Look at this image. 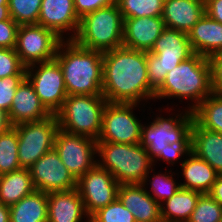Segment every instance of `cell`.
<instances>
[{
	"label": "cell",
	"mask_w": 222,
	"mask_h": 222,
	"mask_svg": "<svg viewBox=\"0 0 222 222\" xmlns=\"http://www.w3.org/2000/svg\"><path fill=\"white\" fill-rule=\"evenodd\" d=\"M211 57H222V48L219 50V52Z\"/></svg>",
	"instance_id": "obj_46"
},
{
	"label": "cell",
	"mask_w": 222,
	"mask_h": 222,
	"mask_svg": "<svg viewBox=\"0 0 222 222\" xmlns=\"http://www.w3.org/2000/svg\"><path fill=\"white\" fill-rule=\"evenodd\" d=\"M26 78L45 108L56 114L68 96L59 63L54 59L29 65L26 67Z\"/></svg>",
	"instance_id": "obj_11"
},
{
	"label": "cell",
	"mask_w": 222,
	"mask_h": 222,
	"mask_svg": "<svg viewBox=\"0 0 222 222\" xmlns=\"http://www.w3.org/2000/svg\"><path fill=\"white\" fill-rule=\"evenodd\" d=\"M192 112L202 128L222 134V95L212 93Z\"/></svg>",
	"instance_id": "obj_29"
},
{
	"label": "cell",
	"mask_w": 222,
	"mask_h": 222,
	"mask_svg": "<svg viewBox=\"0 0 222 222\" xmlns=\"http://www.w3.org/2000/svg\"><path fill=\"white\" fill-rule=\"evenodd\" d=\"M9 209L10 222H48V193L35 190Z\"/></svg>",
	"instance_id": "obj_25"
},
{
	"label": "cell",
	"mask_w": 222,
	"mask_h": 222,
	"mask_svg": "<svg viewBox=\"0 0 222 222\" xmlns=\"http://www.w3.org/2000/svg\"><path fill=\"white\" fill-rule=\"evenodd\" d=\"M191 152L192 141H178L168 144V148L166 149V163H168V166L166 168L170 167V169H173L172 167L180 166L185 157Z\"/></svg>",
	"instance_id": "obj_37"
},
{
	"label": "cell",
	"mask_w": 222,
	"mask_h": 222,
	"mask_svg": "<svg viewBox=\"0 0 222 222\" xmlns=\"http://www.w3.org/2000/svg\"><path fill=\"white\" fill-rule=\"evenodd\" d=\"M145 107L137 103L107 102L103 110L102 129L97 141L124 144L140 143L141 127L144 123L142 122L143 113L149 106ZM136 110L139 111V114L142 111V116H138Z\"/></svg>",
	"instance_id": "obj_9"
},
{
	"label": "cell",
	"mask_w": 222,
	"mask_h": 222,
	"mask_svg": "<svg viewBox=\"0 0 222 222\" xmlns=\"http://www.w3.org/2000/svg\"><path fill=\"white\" fill-rule=\"evenodd\" d=\"M0 222H10V209L9 206L0 202Z\"/></svg>",
	"instance_id": "obj_44"
},
{
	"label": "cell",
	"mask_w": 222,
	"mask_h": 222,
	"mask_svg": "<svg viewBox=\"0 0 222 222\" xmlns=\"http://www.w3.org/2000/svg\"><path fill=\"white\" fill-rule=\"evenodd\" d=\"M48 222H89L78 190L48 193Z\"/></svg>",
	"instance_id": "obj_20"
},
{
	"label": "cell",
	"mask_w": 222,
	"mask_h": 222,
	"mask_svg": "<svg viewBox=\"0 0 222 222\" xmlns=\"http://www.w3.org/2000/svg\"><path fill=\"white\" fill-rule=\"evenodd\" d=\"M18 136V159L21 168H30L39 158L54 148L59 129L55 114L34 122L14 126Z\"/></svg>",
	"instance_id": "obj_10"
},
{
	"label": "cell",
	"mask_w": 222,
	"mask_h": 222,
	"mask_svg": "<svg viewBox=\"0 0 222 222\" xmlns=\"http://www.w3.org/2000/svg\"><path fill=\"white\" fill-rule=\"evenodd\" d=\"M119 183L97 163L77 179L76 189L81 196L86 214L90 217L100 208L118 198Z\"/></svg>",
	"instance_id": "obj_14"
},
{
	"label": "cell",
	"mask_w": 222,
	"mask_h": 222,
	"mask_svg": "<svg viewBox=\"0 0 222 222\" xmlns=\"http://www.w3.org/2000/svg\"><path fill=\"white\" fill-rule=\"evenodd\" d=\"M18 28L12 18L0 21V48H15Z\"/></svg>",
	"instance_id": "obj_38"
},
{
	"label": "cell",
	"mask_w": 222,
	"mask_h": 222,
	"mask_svg": "<svg viewBox=\"0 0 222 222\" xmlns=\"http://www.w3.org/2000/svg\"><path fill=\"white\" fill-rule=\"evenodd\" d=\"M194 54L187 33L166 28L147 52L148 85L156 92L167 73Z\"/></svg>",
	"instance_id": "obj_8"
},
{
	"label": "cell",
	"mask_w": 222,
	"mask_h": 222,
	"mask_svg": "<svg viewBox=\"0 0 222 222\" xmlns=\"http://www.w3.org/2000/svg\"><path fill=\"white\" fill-rule=\"evenodd\" d=\"M21 169L18 159V136L14 126L0 134V175Z\"/></svg>",
	"instance_id": "obj_30"
},
{
	"label": "cell",
	"mask_w": 222,
	"mask_h": 222,
	"mask_svg": "<svg viewBox=\"0 0 222 222\" xmlns=\"http://www.w3.org/2000/svg\"><path fill=\"white\" fill-rule=\"evenodd\" d=\"M118 199L131 211L135 222H162L160 204L142 184L119 185Z\"/></svg>",
	"instance_id": "obj_19"
},
{
	"label": "cell",
	"mask_w": 222,
	"mask_h": 222,
	"mask_svg": "<svg viewBox=\"0 0 222 222\" xmlns=\"http://www.w3.org/2000/svg\"><path fill=\"white\" fill-rule=\"evenodd\" d=\"M212 93L210 60L195 53L167 73L164 82L155 92L154 103L156 101L159 103L163 99V102H167V105H165L167 108L171 104L170 108L175 106V108H185L192 112ZM177 99L178 103H185V105L178 106ZM168 100H172L171 103ZM173 100H176V102Z\"/></svg>",
	"instance_id": "obj_2"
},
{
	"label": "cell",
	"mask_w": 222,
	"mask_h": 222,
	"mask_svg": "<svg viewBox=\"0 0 222 222\" xmlns=\"http://www.w3.org/2000/svg\"><path fill=\"white\" fill-rule=\"evenodd\" d=\"M54 148L71 174L78 179L97 163V140L57 130Z\"/></svg>",
	"instance_id": "obj_13"
},
{
	"label": "cell",
	"mask_w": 222,
	"mask_h": 222,
	"mask_svg": "<svg viewBox=\"0 0 222 222\" xmlns=\"http://www.w3.org/2000/svg\"><path fill=\"white\" fill-rule=\"evenodd\" d=\"M97 164L122 184H141L154 167L146 148L138 144L97 141Z\"/></svg>",
	"instance_id": "obj_5"
},
{
	"label": "cell",
	"mask_w": 222,
	"mask_h": 222,
	"mask_svg": "<svg viewBox=\"0 0 222 222\" xmlns=\"http://www.w3.org/2000/svg\"><path fill=\"white\" fill-rule=\"evenodd\" d=\"M89 222H135L133 214L117 198L89 217Z\"/></svg>",
	"instance_id": "obj_34"
},
{
	"label": "cell",
	"mask_w": 222,
	"mask_h": 222,
	"mask_svg": "<svg viewBox=\"0 0 222 222\" xmlns=\"http://www.w3.org/2000/svg\"><path fill=\"white\" fill-rule=\"evenodd\" d=\"M187 222H222V206L209 194H201Z\"/></svg>",
	"instance_id": "obj_33"
},
{
	"label": "cell",
	"mask_w": 222,
	"mask_h": 222,
	"mask_svg": "<svg viewBox=\"0 0 222 222\" xmlns=\"http://www.w3.org/2000/svg\"><path fill=\"white\" fill-rule=\"evenodd\" d=\"M123 26L124 19L114 3L84 15L73 41L83 48L105 53L122 47Z\"/></svg>",
	"instance_id": "obj_6"
},
{
	"label": "cell",
	"mask_w": 222,
	"mask_h": 222,
	"mask_svg": "<svg viewBox=\"0 0 222 222\" xmlns=\"http://www.w3.org/2000/svg\"><path fill=\"white\" fill-rule=\"evenodd\" d=\"M147 75V52L123 46L105 52L102 95L110 103L149 106L155 91L148 85Z\"/></svg>",
	"instance_id": "obj_1"
},
{
	"label": "cell",
	"mask_w": 222,
	"mask_h": 222,
	"mask_svg": "<svg viewBox=\"0 0 222 222\" xmlns=\"http://www.w3.org/2000/svg\"><path fill=\"white\" fill-rule=\"evenodd\" d=\"M63 40L39 24L19 25L15 51L21 62L29 65L54 60Z\"/></svg>",
	"instance_id": "obj_12"
},
{
	"label": "cell",
	"mask_w": 222,
	"mask_h": 222,
	"mask_svg": "<svg viewBox=\"0 0 222 222\" xmlns=\"http://www.w3.org/2000/svg\"><path fill=\"white\" fill-rule=\"evenodd\" d=\"M12 127L8 112L0 108V134L6 132Z\"/></svg>",
	"instance_id": "obj_43"
},
{
	"label": "cell",
	"mask_w": 222,
	"mask_h": 222,
	"mask_svg": "<svg viewBox=\"0 0 222 222\" xmlns=\"http://www.w3.org/2000/svg\"><path fill=\"white\" fill-rule=\"evenodd\" d=\"M34 191L28 168L0 175V202L4 205L11 206Z\"/></svg>",
	"instance_id": "obj_26"
},
{
	"label": "cell",
	"mask_w": 222,
	"mask_h": 222,
	"mask_svg": "<svg viewBox=\"0 0 222 222\" xmlns=\"http://www.w3.org/2000/svg\"><path fill=\"white\" fill-rule=\"evenodd\" d=\"M162 167L165 168L164 171H162L163 168L156 171L157 167L154 166L141 183L159 204L171 198L180 189L179 176L177 171H174L175 168L170 169L163 165Z\"/></svg>",
	"instance_id": "obj_27"
},
{
	"label": "cell",
	"mask_w": 222,
	"mask_h": 222,
	"mask_svg": "<svg viewBox=\"0 0 222 222\" xmlns=\"http://www.w3.org/2000/svg\"><path fill=\"white\" fill-rule=\"evenodd\" d=\"M179 167L181 168H178L180 171L177 168L176 171L181 179L179 180L180 187L197 191L201 194L210 192L218 176L215 169L194 152L186 156Z\"/></svg>",
	"instance_id": "obj_21"
},
{
	"label": "cell",
	"mask_w": 222,
	"mask_h": 222,
	"mask_svg": "<svg viewBox=\"0 0 222 222\" xmlns=\"http://www.w3.org/2000/svg\"><path fill=\"white\" fill-rule=\"evenodd\" d=\"M0 3H8V0H0Z\"/></svg>",
	"instance_id": "obj_48"
},
{
	"label": "cell",
	"mask_w": 222,
	"mask_h": 222,
	"mask_svg": "<svg viewBox=\"0 0 222 222\" xmlns=\"http://www.w3.org/2000/svg\"><path fill=\"white\" fill-rule=\"evenodd\" d=\"M151 109L150 106L147 109V113L150 112L148 115L152 113L151 117L147 116L148 120L144 121L141 127L140 144L146 148L154 166L157 164L161 166L163 163L167 165L166 149L168 144L178 141H192L193 112L184 108L177 110L175 107H163V104L156 108L157 112ZM158 161L163 163L160 164Z\"/></svg>",
	"instance_id": "obj_3"
},
{
	"label": "cell",
	"mask_w": 222,
	"mask_h": 222,
	"mask_svg": "<svg viewBox=\"0 0 222 222\" xmlns=\"http://www.w3.org/2000/svg\"><path fill=\"white\" fill-rule=\"evenodd\" d=\"M60 65L68 95H102L103 53L62 41L54 58Z\"/></svg>",
	"instance_id": "obj_4"
},
{
	"label": "cell",
	"mask_w": 222,
	"mask_h": 222,
	"mask_svg": "<svg viewBox=\"0 0 222 222\" xmlns=\"http://www.w3.org/2000/svg\"><path fill=\"white\" fill-rule=\"evenodd\" d=\"M199 2H202L204 5L207 4L210 0H197Z\"/></svg>",
	"instance_id": "obj_47"
},
{
	"label": "cell",
	"mask_w": 222,
	"mask_h": 222,
	"mask_svg": "<svg viewBox=\"0 0 222 222\" xmlns=\"http://www.w3.org/2000/svg\"><path fill=\"white\" fill-rule=\"evenodd\" d=\"M205 13V5L197 0H164L163 19L166 28L187 33Z\"/></svg>",
	"instance_id": "obj_22"
},
{
	"label": "cell",
	"mask_w": 222,
	"mask_h": 222,
	"mask_svg": "<svg viewBox=\"0 0 222 222\" xmlns=\"http://www.w3.org/2000/svg\"><path fill=\"white\" fill-rule=\"evenodd\" d=\"M191 134L192 152L222 175V134L202 128L195 120Z\"/></svg>",
	"instance_id": "obj_24"
},
{
	"label": "cell",
	"mask_w": 222,
	"mask_h": 222,
	"mask_svg": "<svg viewBox=\"0 0 222 222\" xmlns=\"http://www.w3.org/2000/svg\"><path fill=\"white\" fill-rule=\"evenodd\" d=\"M42 0H8L9 14L18 25L38 24Z\"/></svg>",
	"instance_id": "obj_32"
},
{
	"label": "cell",
	"mask_w": 222,
	"mask_h": 222,
	"mask_svg": "<svg viewBox=\"0 0 222 222\" xmlns=\"http://www.w3.org/2000/svg\"><path fill=\"white\" fill-rule=\"evenodd\" d=\"M187 36L194 53L210 58L222 48V23L204 13Z\"/></svg>",
	"instance_id": "obj_23"
},
{
	"label": "cell",
	"mask_w": 222,
	"mask_h": 222,
	"mask_svg": "<svg viewBox=\"0 0 222 222\" xmlns=\"http://www.w3.org/2000/svg\"><path fill=\"white\" fill-rule=\"evenodd\" d=\"M123 19L161 17L164 0H116Z\"/></svg>",
	"instance_id": "obj_31"
},
{
	"label": "cell",
	"mask_w": 222,
	"mask_h": 222,
	"mask_svg": "<svg viewBox=\"0 0 222 222\" xmlns=\"http://www.w3.org/2000/svg\"><path fill=\"white\" fill-rule=\"evenodd\" d=\"M52 114L37 96L33 85L25 78L17 87L8 116L12 126L21 123L40 121Z\"/></svg>",
	"instance_id": "obj_18"
},
{
	"label": "cell",
	"mask_w": 222,
	"mask_h": 222,
	"mask_svg": "<svg viewBox=\"0 0 222 222\" xmlns=\"http://www.w3.org/2000/svg\"><path fill=\"white\" fill-rule=\"evenodd\" d=\"M28 169L37 191L50 193L76 188L77 179L63 164L55 148L44 154Z\"/></svg>",
	"instance_id": "obj_15"
},
{
	"label": "cell",
	"mask_w": 222,
	"mask_h": 222,
	"mask_svg": "<svg viewBox=\"0 0 222 222\" xmlns=\"http://www.w3.org/2000/svg\"><path fill=\"white\" fill-rule=\"evenodd\" d=\"M201 193L181 188L160 204L162 222H187Z\"/></svg>",
	"instance_id": "obj_28"
},
{
	"label": "cell",
	"mask_w": 222,
	"mask_h": 222,
	"mask_svg": "<svg viewBox=\"0 0 222 222\" xmlns=\"http://www.w3.org/2000/svg\"><path fill=\"white\" fill-rule=\"evenodd\" d=\"M114 3H116V0H74V8L77 16L81 19L88 13L110 6Z\"/></svg>",
	"instance_id": "obj_39"
},
{
	"label": "cell",
	"mask_w": 222,
	"mask_h": 222,
	"mask_svg": "<svg viewBox=\"0 0 222 222\" xmlns=\"http://www.w3.org/2000/svg\"><path fill=\"white\" fill-rule=\"evenodd\" d=\"M213 93L222 95V57H210Z\"/></svg>",
	"instance_id": "obj_40"
},
{
	"label": "cell",
	"mask_w": 222,
	"mask_h": 222,
	"mask_svg": "<svg viewBox=\"0 0 222 222\" xmlns=\"http://www.w3.org/2000/svg\"><path fill=\"white\" fill-rule=\"evenodd\" d=\"M205 13L210 18L222 23V0H210L205 4Z\"/></svg>",
	"instance_id": "obj_41"
},
{
	"label": "cell",
	"mask_w": 222,
	"mask_h": 222,
	"mask_svg": "<svg viewBox=\"0 0 222 222\" xmlns=\"http://www.w3.org/2000/svg\"><path fill=\"white\" fill-rule=\"evenodd\" d=\"M103 95H68L55 114L61 130L97 140L102 129V114L107 104Z\"/></svg>",
	"instance_id": "obj_7"
},
{
	"label": "cell",
	"mask_w": 222,
	"mask_h": 222,
	"mask_svg": "<svg viewBox=\"0 0 222 222\" xmlns=\"http://www.w3.org/2000/svg\"><path fill=\"white\" fill-rule=\"evenodd\" d=\"M12 75H26V66L14 48H0V78Z\"/></svg>",
	"instance_id": "obj_35"
},
{
	"label": "cell",
	"mask_w": 222,
	"mask_h": 222,
	"mask_svg": "<svg viewBox=\"0 0 222 222\" xmlns=\"http://www.w3.org/2000/svg\"><path fill=\"white\" fill-rule=\"evenodd\" d=\"M166 29L161 17H136L124 19L123 47L149 52Z\"/></svg>",
	"instance_id": "obj_17"
},
{
	"label": "cell",
	"mask_w": 222,
	"mask_h": 222,
	"mask_svg": "<svg viewBox=\"0 0 222 222\" xmlns=\"http://www.w3.org/2000/svg\"><path fill=\"white\" fill-rule=\"evenodd\" d=\"M26 75H12L0 78V108L9 112L17 87Z\"/></svg>",
	"instance_id": "obj_36"
},
{
	"label": "cell",
	"mask_w": 222,
	"mask_h": 222,
	"mask_svg": "<svg viewBox=\"0 0 222 222\" xmlns=\"http://www.w3.org/2000/svg\"><path fill=\"white\" fill-rule=\"evenodd\" d=\"M10 19L8 3H0V21Z\"/></svg>",
	"instance_id": "obj_45"
},
{
	"label": "cell",
	"mask_w": 222,
	"mask_h": 222,
	"mask_svg": "<svg viewBox=\"0 0 222 222\" xmlns=\"http://www.w3.org/2000/svg\"><path fill=\"white\" fill-rule=\"evenodd\" d=\"M38 24L53 31L63 41L73 40L80 24L74 0H42Z\"/></svg>",
	"instance_id": "obj_16"
},
{
	"label": "cell",
	"mask_w": 222,
	"mask_h": 222,
	"mask_svg": "<svg viewBox=\"0 0 222 222\" xmlns=\"http://www.w3.org/2000/svg\"><path fill=\"white\" fill-rule=\"evenodd\" d=\"M208 194L222 206V175L217 176Z\"/></svg>",
	"instance_id": "obj_42"
}]
</instances>
